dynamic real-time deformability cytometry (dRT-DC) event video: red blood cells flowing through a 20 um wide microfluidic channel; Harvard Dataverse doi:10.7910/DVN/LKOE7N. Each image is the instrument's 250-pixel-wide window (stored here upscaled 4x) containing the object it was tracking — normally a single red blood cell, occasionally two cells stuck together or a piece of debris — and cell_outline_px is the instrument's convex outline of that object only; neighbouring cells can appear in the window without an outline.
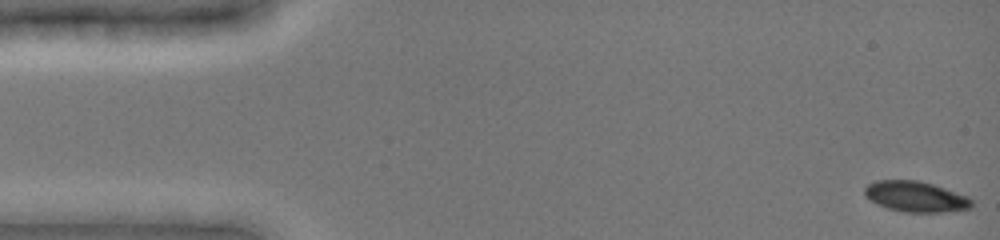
{"species": "common noctule bat (a hibernating species)", "species_latin": "Nyctalus noctula", "temperature_condition": "cold", "stored_images_in_passage": 7, "camera_frame_rate_fps": 3000, "um_per_image_px": 0.085, "animal": {"sex": "female", "body_mass_g": 19.0, "forearm_length_mm": 51.5}, "frame": {"image": 1, "passage_image": 1, "time_ms": 0.0, "image_size_px": [1000, 240], "cell_outline_px": [[972, 208], [944, 212], [904, 212], [888, 208], [864, 196], [864, 188], [868, 184], [876, 180], [916, 180], [932, 184], [968, 196], [972, 200]], "centroid_in_image_um": [77.84, 16.71], "position_along_channel_um": 7.2, "area_um2": 18.96}}
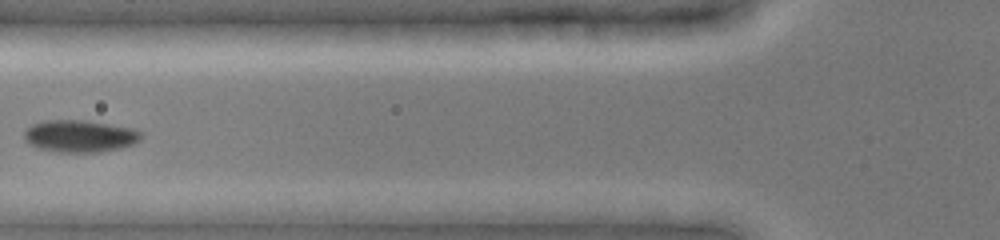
{"frame": {"image": 2, "passage_image": 6, "time_ms": 6.0, "image_size_px": [1000, 240], "cell_outline_px": [[140, 140], [132, 144], [120, 148], [100, 152], [60, 152], [40, 148], [28, 144], [24, 140], [24, 132], [32, 124], [44, 120], [84, 120], [136, 128], [140, 132]], "centroid_in_image_um": [6.78, 11.56], "position_along_channel_um": 119.0, "area_um2": 21.91}}
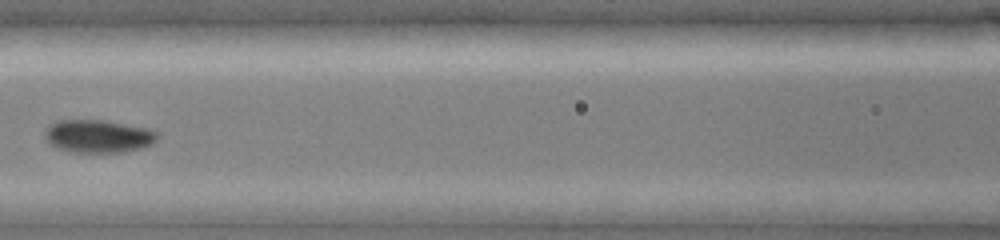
{"frame": {"image": 3, "passage_image": 7, "time_ms": 7.0, "image_size_px": [1000, 240], "cell_outline_px": [[160, 136], [152, 144], [140, 148], [124, 152], [76, 152], [60, 148], [48, 144], [44, 136], [44, 132], [48, 124], [56, 120], [104, 120], [148, 128], [160, 132]], "centroid_in_image_um": [8.35, 11.56], "position_along_channel_um": 158.2, "area_um2": 21.79}}